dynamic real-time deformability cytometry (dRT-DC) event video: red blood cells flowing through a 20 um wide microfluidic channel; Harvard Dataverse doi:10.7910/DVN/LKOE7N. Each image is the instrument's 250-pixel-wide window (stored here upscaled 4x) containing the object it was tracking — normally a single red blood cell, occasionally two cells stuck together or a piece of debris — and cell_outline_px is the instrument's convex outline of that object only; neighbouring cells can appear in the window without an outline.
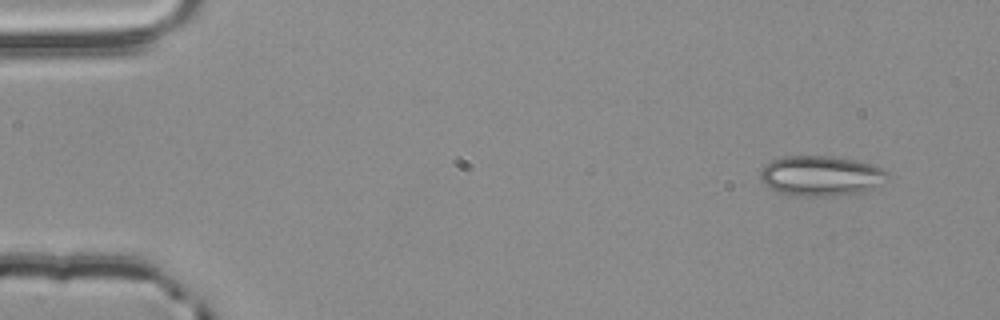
{"species": "common noctule bat (a hibernating species)", "species_latin": "Nyctalus noctula", "temperature_condition": "room temperature", "stored_images_in_passage": 3, "camera_frame_rate_fps": 3000, "um_per_image_px": 0.085, "animal": {"sex": "male", "body_mass_g": 20.4}, "frame": {"image": 1, "passage_image": 1, "time_ms": 0.0, "image_size_px": [1000, 320], "cell_outline_px": [[888, 176], [880, 184], [864, 192], [828, 196], [796, 196], [776, 192], [764, 184], [760, 180], [760, 172], [772, 160], [784, 156], [832, 156], [856, 160], [872, 164], [888, 172]], "centroid_in_image_um": [69.76, 14.95], "position_along_channel_um": 15.2, "area_um2": 29.77}}